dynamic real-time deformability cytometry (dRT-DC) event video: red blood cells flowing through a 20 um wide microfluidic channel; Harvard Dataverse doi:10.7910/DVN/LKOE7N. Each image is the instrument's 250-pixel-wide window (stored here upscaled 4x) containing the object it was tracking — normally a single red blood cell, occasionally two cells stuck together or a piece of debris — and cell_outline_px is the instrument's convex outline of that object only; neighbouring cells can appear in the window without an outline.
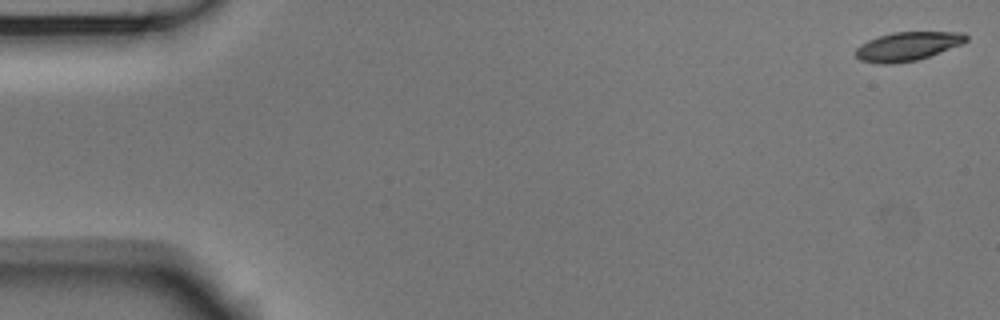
{"species": "Egyptian fruit bat (a non-hibernating species)", "species_latin": "Rousettus aegyptiacus", "temperature_condition": "room temperature", "stored_images_in_passage": 54, "camera_frame_rate_fps": 3000, "um_per_image_px": 0.085, "animal": {"sex": "male"}, "frame": {"image": 1, "passage_image": 1, "time_ms": 0.0, "image_size_px": [1000, 320], "cell_outline_px": [[968, 40], [960, 44], [928, 56], [916, 60], [892, 64], [876, 64], [860, 60], [856, 56], [856, 48], [860, 44], [868, 40], [892, 32], [964, 32], [968, 36]], "centroid_in_image_um": [77.11, 3.93], "position_along_channel_um": 7.9, "area_um2": 18.38}}
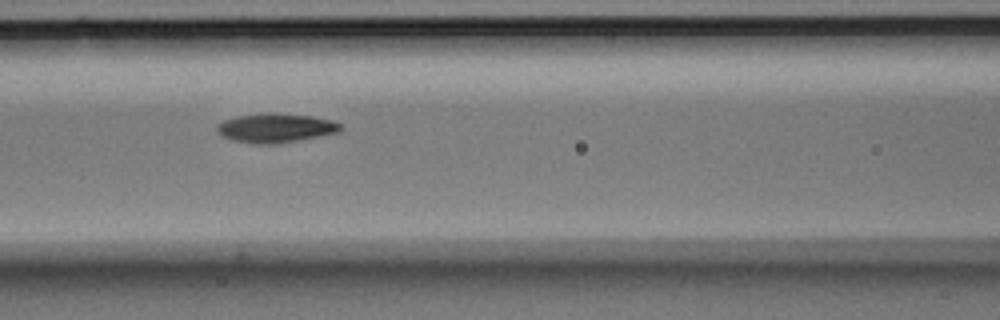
{"frame": {"image": 2, "passage_image": 23, "time_ms": 7.333, "image_size_px": [1000, 320], "cell_outline_px": [[344, 128], [340, 132], [276, 144], [252, 144], [232, 140], [220, 136], [216, 132], [216, 124], [224, 120], [240, 116], [312, 116], [328, 120], [340, 124]], "centroid_in_image_um": [23.38, 10.95], "position_along_channel_um": 143.2, "area_um2": 20.0}}
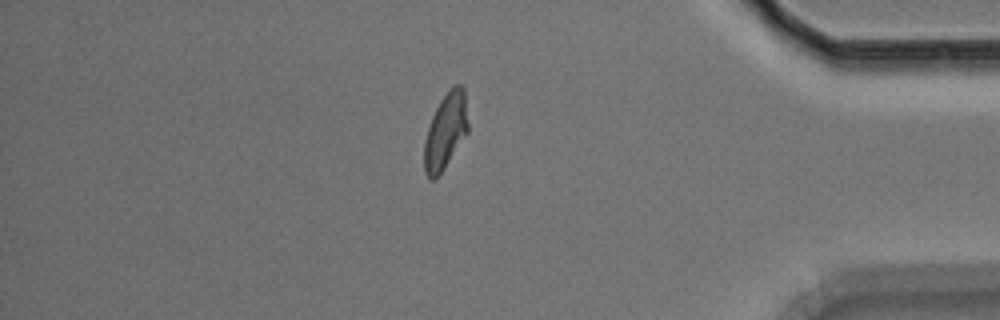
{"frame": {"image": 3, "passage_image": 46, "time_ms": 15.0, "image_size_px": [1000, 320], "cell_outline_px": [[468, 132], [440, 172], [432, 180], [428, 180], [424, 172], [424, 144], [428, 128], [432, 116], [440, 100], [448, 88], [452, 84], [460, 84], [464, 88], [468, 124]], "centroid_in_image_um": [37.87, 11.09], "position_along_channel_um": 397.3, "area_um2": 19.19}, "authors_computed_cell_mechanics": {"area_um2": 19.7965, "velocity_mm_per_s": 3.7349, "shape_relaxation_time_tau1_ms": 3.4213, "shape_relaxation_time_tau2_ms": 3.4124, "deformation_change_tau1": 0.15, "deformation_change_tau2": 0.0832}}